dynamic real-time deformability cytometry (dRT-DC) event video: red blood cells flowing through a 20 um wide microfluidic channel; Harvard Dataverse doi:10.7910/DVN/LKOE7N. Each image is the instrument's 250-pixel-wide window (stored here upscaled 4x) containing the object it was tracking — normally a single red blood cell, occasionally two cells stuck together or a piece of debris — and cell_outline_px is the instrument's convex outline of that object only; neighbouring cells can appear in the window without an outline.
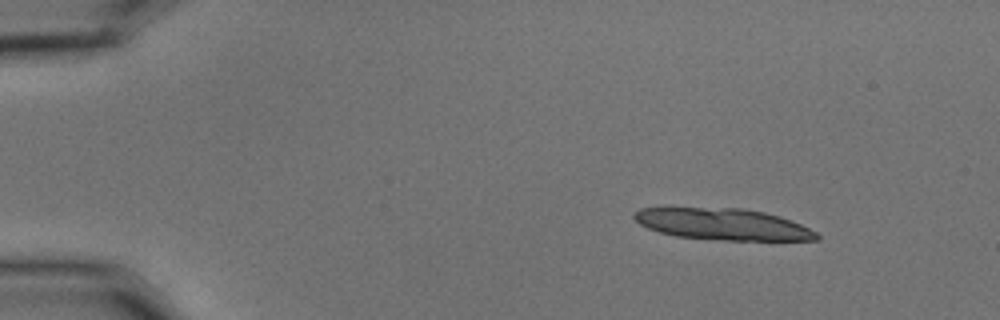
{"species": "common noctule bat (a hibernating species)", "species_latin": "Nyctalus noctula", "temperature_condition": "cold", "stored_images_in_passage": 11, "camera_frame_rate_fps": 3000, "um_per_image_px": 0.085, "animal": {"sex": "male", "body_mass_g": 15.6}, "frame": {"image": 1, "passage_image": 1, "time_ms": 0.0, "image_size_px": [1000, 320], "cell_outline_px": [[820, 240], [728, 240], [676, 236], [660, 232], [648, 228], [640, 224], [632, 216], [640, 208], [740, 208], [764, 212], [780, 216], [792, 220], [816, 232], [820, 236]], "centroid_in_image_um": [61.47, 19.06], "position_along_channel_um": 23.5, "area_um2": 33.18}}